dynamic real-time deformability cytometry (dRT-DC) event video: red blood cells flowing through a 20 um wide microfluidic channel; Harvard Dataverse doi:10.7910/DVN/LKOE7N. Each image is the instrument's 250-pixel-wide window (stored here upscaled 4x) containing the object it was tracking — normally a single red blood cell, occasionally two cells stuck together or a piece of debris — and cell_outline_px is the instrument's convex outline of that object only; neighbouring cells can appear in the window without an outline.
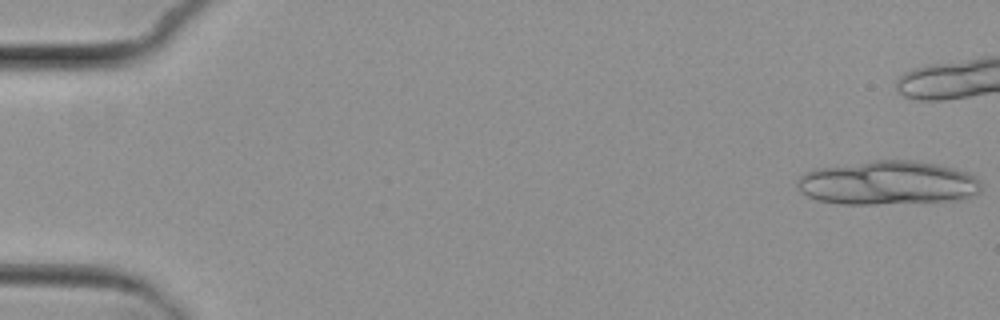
{"species": "common noctule bat (a hibernating species)", "species_latin": "Nyctalus noctula", "temperature_condition": "cold", "stored_images_in_passage": 6, "camera_frame_rate_fps": 3000, "um_per_image_px": 0.085, "animal": {"sex": "female", "body_mass_g": 29.2, "forearm_length_mm": 56.3}, "frame": {"image": 1, "passage_image": 1, "time_ms": 0.0, "image_size_px": [1000, 320], "cell_outline_px": [[980, 192], [968, 196], [952, 200], [876, 204], [840, 204], [816, 200], [800, 192], [796, 184], [800, 176], [804, 172], [812, 168], [872, 160], [912, 160], [936, 164], [968, 172], [976, 176], [980, 180]], "centroid_in_image_um": [75.39, 15.53], "position_along_channel_um": 9.6, "area_um2": 47.28}}